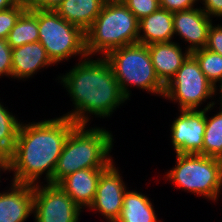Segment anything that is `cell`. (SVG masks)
Wrapping results in <instances>:
<instances>
[{"label": "cell", "mask_w": 222, "mask_h": 222, "mask_svg": "<svg viewBox=\"0 0 222 222\" xmlns=\"http://www.w3.org/2000/svg\"><path fill=\"white\" fill-rule=\"evenodd\" d=\"M76 125L72 119L63 116L35 123L21 122L8 157L9 171H14L12 181L37 185L45 173L44 180L50 183L64 143Z\"/></svg>", "instance_id": "6da1fadb"}, {"label": "cell", "mask_w": 222, "mask_h": 222, "mask_svg": "<svg viewBox=\"0 0 222 222\" xmlns=\"http://www.w3.org/2000/svg\"><path fill=\"white\" fill-rule=\"evenodd\" d=\"M58 79L75 105L74 110L63 117L72 119L77 125H88V114L110 117L127 100L109 61L103 56L97 60L90 56L81 58L74 68Z\"/></svg>", "instance_id": "7a4b0ae2"}, {"label": "cell", "mask_w": 222, "mask_h": 222, "mask_svg": "<svg viewBox=\"0 0 222 222\" xmlns=\"http://www.w3.org/2000/svg\"><path fill=\"white\" fill-rule=\"evenodd\" d=\"M76 125L68 135L53 178L49 184H58L67 175L87 168H107L112 162L109 155L113 135L106 129Z\"/></svg>", "instance_id": "3957f363"}, {"label": "cell", "mask_w": 222, "mask_h": 222, "mask_svg": "<svg viewBox=\"0 0 222 222\" xmlns=\"http://www.w3.org/2000/svg\"><path fill=\"white\" fill-rule=\"evenodd\" d=\"M139 20L123 2L106 1L100 14L85 32L88 56L138 43Z\"/></svg>", "instance_id": "277c9868"}, {"label": "cell", "mask_w": 222, "mask_h": 222, "mask_svg": "<svg viewBox=\"0 0 222 222\" xmlns=\"http://www.w3.org/2000/svg\"><path fill=\"white\" fill-rule=\"evenodd\" d=\"M105 58L128 100L131 94L128 86L131 85L163 97L165 86L155 73L147 45H126L110 51Z\"/></svg>", "instance_id": "5b68a950"}, {"label": "cell", "mask_w": 222, "mask_h": 222, "mask_svg": "<svg viewBox=\"0 0 222 222\" xmlns=\"http://www.w3.org/2000/svg\"><path fill=\"white\" fill-rule=\"evenodd\" d=\"M176 157L166 178L178 188L216 201L222 188V159L195 153H176Z\"/></svg>", "instance_id": "8992f818"}, {"label": "cell", "mask_w": 222, "mask_h": 222, "mask_svg": "<svg viewBox=\"0 0 222 222\" xmlns=\"http://www.w3.org/2000/svg\"><path fill=\"white\" fill-rule=\"evenodd\" d=\"M39 42L56 64L74 55L87 57L85 32L52 10L38 9Z\"/></svg>", "instance_id": "52a82bcc"}, {"label": "cell", "mask_w": 222, "mask_h": 222, "mask_svg": "<svg viewBox=\"0 0 222 222\" xmlns=\"http://www.w3.org/2000/svg\"><path fill=\"white\" fill-rule=\"evenodd\" d=\"M213 85L200 69L196 58L190 54L168 82L164 98L178 102L180 110H197L202 101L212 98Z\"/></svg>", "instance_id": "ba28073f"}, {"label": "cell", "mask_w": 222, "mask_h": 222, "mask_svg": "<svg viewBox=\"0 0 222 222\" xmlns=\"http://www.w3.org/2000/svg\"><path fill=\"white\" fill-rule=\"evenodd\" d=\"M35 222H76L82 210L58 184L33 185Z\"/></svg>", "instance_id": "9c48e42d"}, {"label": "cell", "mask_w": 222, "mask_h": 222, "mask_svg": "<svg viewBox=\"0 0 222 222\" xmlns=\"http://www.w3.org/2000/svg\"><path fill=\"white\" fill-rule=\"evenodd\" d=\"M113 163L101 173L94 200L89 207L90 210L101 213L109 222H115L119 218L127 190L118 168Z\"/></svg>", "instance_id": "30bf717a"}, {"label": "cell", "mask_w": 222, "mask_h": 222, "mask_svg": "<svg viewBox=\"0 0 222 222\" xmlns=\"http://www.w3.org/2000/svg\"><path fill=\"white\" fill-rule=\"evenodd\" d=\"M179 111L170 130L173 148L178 154H198L203 148L205 109Z\"/></svg>", "instance_id": "8fae6325"}, {"label": "cell", "mask_w": 222, "mask_h": 222, "mask_svg": "<svg viewBox=\"0 0 222 222\" xmlns=\"http://www.w3.org/2000/svg\"><path fill=\"white\" fill-rule=\"evenodd\" d=\"M211 25L212 19L201 7L173 13L174 34L190 44V53L206 47Z\"/></svg>", "instance_id": "7c38bea8"}, {"label": "cell", "mask_w": 222, "mask_h": 222, "mask_svg": "<svg viewBox=\"0 0 222 222\" xmlns=\"http://www.w3.org/2000/svg\"><path fill=\"white\" fill-rule=\"evenodd\" d=\"M0 193V222H24L33 214V185L13 182Z\"/></svg>", "instance_id": "4fadbf2b"}, {"label": "cell", "mask_w": 222, "mask_h": 222, "mask_svg": "<svg viewBox=\"0 0 222 222\" xmlns=\"http://www.w3.org/2000/svg\"><path fill=\"white\" fill-rule=\"evenodd\" d=\"M106 168H87L75 171L63 178L58 185L73 201L84 209L92 204L99 177Z\"/></svg>", "instance_id": "5bb4252c"}, {"label": "cell", "mask_w": 222, "mask_h": 222, "mask_svg": "<svg viewBox=\"0 0 222 222\" xmlns=\"http://www.w3.org/2000/svg\"><path fill=\"white\" fill-rule=\"evenodd\" d=\"M155 73L160 82L166 86L177 70L191 54L187 49L183 53L176 42H161L148 45Z\"/></svg>", "instance_id": "9a60e30c"}, {"label": "cell", "mask_w": 222, "mask_h": 222, "mask_svg": "<svg viewBox=\"0 0 222 222\" xmlns=\"http://www.w3.org/2000/svg\"><path fill=\"white\" fill-rule=\"evenodd\" d=\"M11 58L13 79L30 78L41 68L54 65L39 41L12 48Z\"/></svg>", "instance_id": "2e32d148"}, {"label": "cell", "mask_w": 222, "mask_h": 222, "mask_svg": "<svg viewBox=\"0 0 222 222\" xmlns=\"http://www.w3.org/2000/svg\"><path fill=\"white\" fill-rule=\"evenodd\" d=\"M173 37L172 12L159 8L139 21L138 43L148 46L153 43L171 42Z\"/></svg>", "instance_id": "e0dca14e"}, {"label": "cell", "mask_w": 222, "mask_h": 222, "mask_svg": "<svg viewBox=\"0 0 222 222\" xmlns=\"http://www.w3.org/2000/svg\"><path fill=\"white\" fill-rule=\"evenodd\" d=\"M106 0H63L55 12L86 32L100 14Z\"/></svg>", "instance_id": "ac0fdd59"}, {"label": "cell", "mask_w": 222, "mask_h": 222, "mask_svg": "<svg viewBox=\"0 0 222 222\" xmlns=\"http://www.w3.org/2000/svg\"><path fill=\"white\" fill-rule=\"evenodd\" d=\"M116 222H160L150 199L137 191L126 190L121 213Z\"/></svg>", "instance_id": "d6986e66"}, {"label": "cell", "mask_w": 222, "mask_h": 222, "mask_svg": "<svg viewBox=\"0 0 222 222\" xmlns=\"http://www.w3.org/2000/svg\"><path fill=\"white\" fill-rule=\"evenodd\" d=\"M39 41L38 9H25L9 32L7 42L11 48Z\"/></svg>", "instance_id": "ffe728a7"}, {"label": "cell", "mask_w": 222, "mask_h": 222, "mask_svg": "<svg viewBox=\"0 0 222 222\" xmlns=\"http://www.w3.org/2000/svg\"><path fill=\"white\" fill-rule=\"evenodd\" d=\"M215 102H209L205 106V133L203 148L198 154L222 159V108L212 117H207V112L214 107Z\"/></svg>", "instance_id": "44dd1931"}, {"label": "cell", "mask_w": 222, "mask_h": 222, "mask_svg": "<svg viewBox=\"0 0 222 222\" xmlns=\"http://www.w3.org/2000/svg\"><path fill=\"white\" fill-rule=\"evenodd\" d=\"M20 121L0 102V156L8 158L13 151Z\"/></svg>", "instance_id": "7402d4cb"}, {"label": "cell", "mask_w": 222, "mask_h": 222, "mask_svg": "<svg viewBox=\"0 0 222 222\" xmlns=\"http://www.w3.org/2000/svg\"><path fill=\"white\" fill-rule=\"evenodd\" d=\"M191 54L196 58L200 69L213 85V95L215 96L218 89L216 83L222 78V55L207 48L196 50Z\"/></svg>", "instance_id": "603a6c76"}, {"label": "cell", "mask_w": 222, "mask_h": 222, "mask_svg": "<svg viewBox=\"0 0 222 222\" xmlns=\"http://www.w3.org/2000/svg\"><path fill=\"white\" fill-rule=\"evenodd\" d=\"M25 9L24 6L15 5L9 9L0 11V39L8 38L9 32Z\"/></svg>", "instance_id": "cb8c5ba5"}, {"label": "cell", "mask_w": 222, "mask_h": 222, "mask_svg": "<svg viewBox=\"0 0 222 222\" xmlns=\"http://www.w3.org/2000/svg\"><path fill=\"white\" fill-rule=\"evenodd\" d=\"M123 3L139 21L160 8L159 0H124Z\"/></svg>", "instance_id": "d4e9b609"}, {"label": "cell", "mask_w": 222, "mask_h": 222, "mask_svg": "<svg viewBox=\"0 0 222 222\" xmlns=\"http://www.w3.org/2000/svg\"><path fill=\"white\" fill-rule=\"evenodd\" d=\"M12 48L7 39H0V78L12 76Z\"/></svg>", "instance_id": "484cf974"}, {"label": "cell", "mask_w": 222, "mask_h": 222, "mask_svg": "<svg viewBox=\"0 0 222 222\" xmlns=\"http://www.w3.org/2000/svg\"><path fill=\"white\" fill-rule=\"evenodd\" d=\"M205 48L222 55V26L219 24L217 26L211 25Z\"/></svg>", "instance_id": "4316f807"}, {"label": "cell", "mask_w": 222, "mask_h": 222, "mask_svg": "<svg viewBox=\"0 0 222 222\" xmlns=\"http://www.w3.org/2000/svg\"><path fill=\"white\" fill-rule=\"evenodd\" d=\"M196 1L199 0H159V5L160 8L174 13L194 8Z\"/></svg>", "instance_id": "83f0119b"}, {"label": "cell", "mask_w": 222, "mask_h": 222, "mask_svg": "<svg viewBox=\"0 0 222 222\" xmlns=\"http://www.w3.org/2000/svg\"><path fill=\"white\" fill-rule=\"evenodd\" d=\"M203 2V11L211 18L222 17V0H200Z\"/></svg>", "instance_id": "f1b7e54d"}, {"label": "cell", "mask_w": 222, "mask_h": 222, "mask_svg": "<svg viewBox=\"0 0 222 222\" xmlns=\"http://www.w3.org/2000/svg\"><path fill=\"white\" fill-rule=\"evenodd\" d=\"M63 0H35L29 9L52 10L55 11Z\"/></svg>", "instance_id": "f546056e"}, {"label": "cell", "mask_w": 222, "mask_h": 222, "mask_svg": "<svg viewBox=\"0 0 222 222\" xmlns=\"http://www.w3.org/2000/svg\"><path fill=\"white\" fill-rule=\"evenodd\" d=\"M15 5L16 4L13 0H0V11L9 9Z\"/></svg>", "instance_id": "4dcf8cb0"}, {"label": "cell", "mask_w": 222, "mask_h": 222, "mask_svg": "<svg viewBox=\"0 0 222 222\" xmlns=\"http://www.w3.org/2000/svg\"><path fill=\"white\" fill-rule=\"evenodd\" d=\"M16 5L24 6L26 9L30 8L34 3L35 0H13Z\"/></svg>", "instance_id": "1f68e13d"}, {"label": "cell", "mask_w": 222, "mask_h": 222, "mask_svg": "<svg viewBox=\"0 0 222 222\" xmlns=\"http://www.w3.org/2000/svg\"><path fill=\"white\" fill-rule=\"evenodd\" d=\"M2 170L3 172L9 170V160L6 157L0 156V172Z\"/></svg>", "instance_id": "d6a6232c"}, {"label": "cell", "mask_w": 222, "mask_h": 222, "mask_svg": "<svg viewBox=\"0 0 222 222\" xmlns=\"http://www.w3.org/2000/svg\"><path fill=\"white\" fill-rule=\"evenodd\" d=\"M218 83H220V86H219V93L221 94L220 96V108H222V78L218 81Z\"/></svg>", "instance_id": "836d02e7"}, {"label": "cell", "mask_w": 222, "mask_h": 222, "mask_svg": "<svg viewBox=\"0 0 222 222\" xmlns=\"http://www.w3.org/2000/svg\"><path fill=\"white\" fill-rule=\"evenodd\" d=\"M106 1H111V2H123L124 0H106Z\"/></svg>", "instance_id": "e575fe53"}]
</instances>
